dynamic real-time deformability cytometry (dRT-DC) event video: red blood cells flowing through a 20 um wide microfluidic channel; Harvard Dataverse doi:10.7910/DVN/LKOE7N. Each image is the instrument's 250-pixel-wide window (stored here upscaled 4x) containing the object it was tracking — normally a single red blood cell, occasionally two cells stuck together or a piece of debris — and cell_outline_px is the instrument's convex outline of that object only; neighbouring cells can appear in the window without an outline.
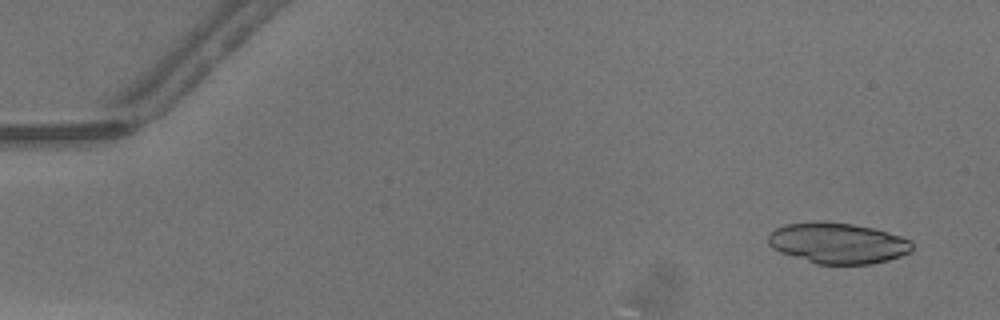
{"species": "common noctule bat (a hibernating species)", "species_latin": "Nyctalus noctula", "temperature_condition": "warm", "stored_images_in_passage": 39, "camera_frame_rate_fps": 3000, "um_per_image_px": 0.085, "animal": {"sex": "male", "body_mass_g": 13.3}, "frame": {"image": 1, "passage_image": 3, "time_ms": 0.667, "image_size_px": [1000, 320], "cell_outline_px": [[912, 248], [908, 252], [900, 256], [888, 260], [868, 264], [816, 264], [780, 252], [772, 248], [768, 244], [768, 236], [776, 228], [784, 224], [852, 224], [872, 228], [900, 236], [912, 240]], "centroid_in_image_um": [71.22, 20.71], "position_along_channel_um": 13.8, "area_um2": 33.23}}